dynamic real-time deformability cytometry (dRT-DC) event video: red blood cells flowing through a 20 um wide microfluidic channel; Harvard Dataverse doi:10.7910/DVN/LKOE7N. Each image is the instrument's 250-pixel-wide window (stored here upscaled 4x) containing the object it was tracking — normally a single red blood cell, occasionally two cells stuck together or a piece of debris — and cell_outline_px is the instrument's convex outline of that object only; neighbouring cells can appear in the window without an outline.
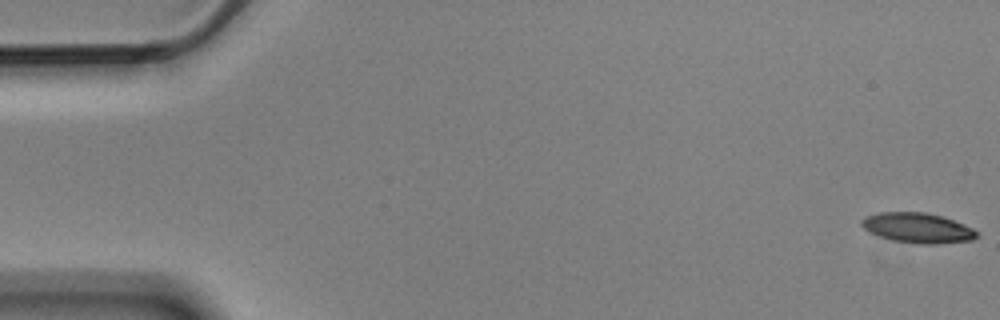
{"species": "Egyptian fruit bat (a non-hibernating species)", "species_latin": "Rousettus aegyptiacus", "temperature_condition": "cold", "stored_images_in_passage": 4, "camera_frame_rate_fps": 3000, "um_per_image_px": 0.085, "animal": {"sex": "male"}, "frame": {"image": 1, "passage_image": 1, "time_ms": 0.0, "image_size_px": [1000, 320], "cell_outline_px": [[980, 236], [972, 240], [936, 244], [916, 244], [892, 240], [880, 236], [864, 228], [860, 224], [860, 220], [864, 216], [880, 212], [924, 212], [940, 216], [952, 220], [972, 228]], "centroid_in_image_um": [77.98, 19.37], "position_along_channel_um": 7.0, "area_um2": 20.06}}